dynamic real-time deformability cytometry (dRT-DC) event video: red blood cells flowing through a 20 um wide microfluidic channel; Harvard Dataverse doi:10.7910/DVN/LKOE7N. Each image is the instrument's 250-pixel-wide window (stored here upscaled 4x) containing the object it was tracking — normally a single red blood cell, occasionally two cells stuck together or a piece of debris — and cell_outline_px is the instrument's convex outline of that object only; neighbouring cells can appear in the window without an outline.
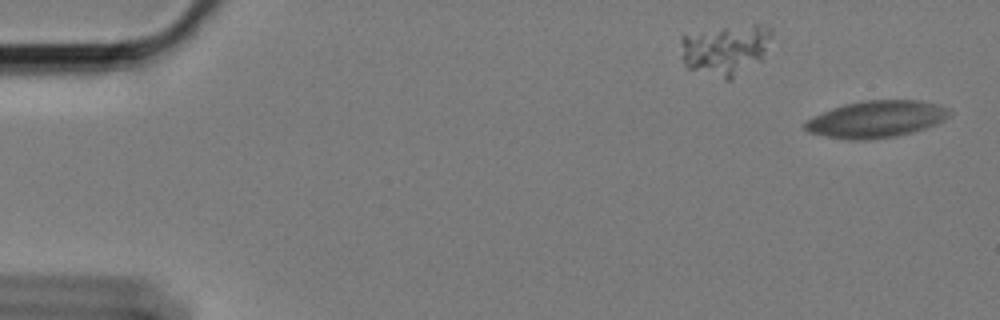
{"species": "Egyptian fruit bat (a non-hibernating species)", "species_latin": "Rousettus aegyptiacus", "temperature_condition": "cold", "stored_images_in_passage": 62, "camera_frame_rate_fps": 3000, "um_per_image_px": 0.085, "animal": {"sex": "female"}, "frame": {"image": 1, "passage_image": 1, "time_ms": 0.0, "image_size_px": [1000, 320], "cell_outline_px": [[952, 116], [928, 128], [896, 136], [868, 140], [848, 140], [808, 132], [804, 128], [804, 124], [812, 116], [832, 108], [844, 104], [868, 100], [920, 100], [940, 104], [952, 108]], "centroid_in_image_um": [74.57, 10.12], "position_along_channel_um": 10.4, "area_um2": 31.39}}
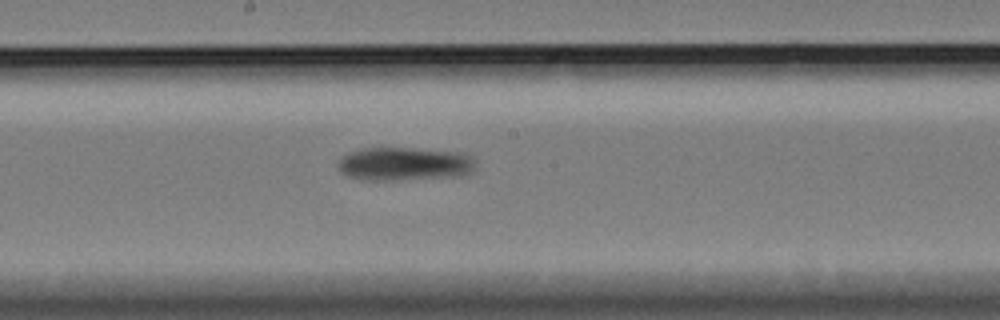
{"frame": {"image": 2, "passage_image": 33, "time_ms": 10.667, "image_size_px": [1000, 320], "cell_outline_px": [[472, 168], [468, 172], [460, 176], [384, 180], [364, 180], [348, 176], [340, 172], [336, 164], [340, 156], [348, 152], [360, 148], [412, 148], [464, 152], [472, 156]], "centroid_in_image_um": [34.28, 13.91], "position_along_channel_um": 213.9, "area_um2": 26.82}}
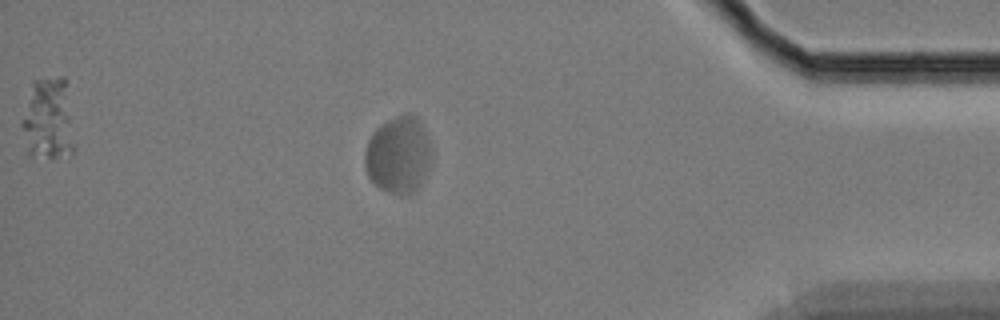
{"frame": {"image": 3, "passage_image": 54, "time_ms": 17.667, "image_size_px": [1000, 320], "cell_outline_px": [[432, 152], [424, 176], [416, 192], [408, 196], [400, 196], [388, 192], [380, 188], [368, 176], [364, 164], [364, 152], [368, 140], [372, 132], [380, 124], [404, 112], [408, 112], [416, 116], [424, 128], [428, 136], [432, 148]], "centroid_in_image_um": [33.86, 13.16], "position_along_channel_um": 401.3, "area_um2": 30.35}}